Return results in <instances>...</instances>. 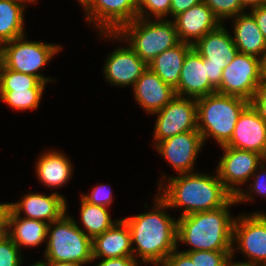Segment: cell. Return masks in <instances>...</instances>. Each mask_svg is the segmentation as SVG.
Wrapping results in <instances>:
<instances>
[{"label":"cell","mask_w":266,"mask_h":266,"mask_svg":"<svg viewBox=\"0 0 266 266\" xmlns=\"http://www.w3.org/2000/svg\"><path fill=\"white\" fill-rule=\"evenodd\" d=\"M263 79L264 61L238 52L232 62L223 69L221 83L216 92L251 102Z\"/></svg>","instance_id":"cell-9"},{"label":"cell","mask_w":266,"mask_h":266,"mask_svg":"<svg viewBox=\"0 0 266 266\" xmlns=\"http://www.w3.org/2000/svg\"><path fill=\"white\" fill-rule=\"evenodd\" d=\"M46 84L33 75L7 69L0 62V89H44Z\"/></svg>","instance_id":"cell-29"},{"label":"cell","mask_w":266,"mask_h":266,"mask_svg":"<svg viewBox=\"0 0 266 266\" xmlns=\"http://www.w3.org/2000/svg\"><path fill=\"white\" fill-rule=\"evenodd\" d=\"M153 211L123 218L131 233L133 255L141 263L162 264L166 257L177 249V220L165 211L168 204L155 197ZM164 208V209H163ZM137 255V256H136Z\"/></svg>","instance_id":"cell-1"},{"label":"cell","mask_w":266,"mask_h":266,"mask_svg":"<svg viewBox=\"0 0 266 266\" xmlns=\"http://www.w3.org/2000/svg\"><path fill=\"white\" fill-rule=\"evenodd\" d=\"M38 179L48 187L64 186L72 176V164L63 153L47 151L36 162Z\"/></svg>","instance_id":"cell-24"},{"label":"cell","mask_w":266,"mask_h":266,"mask_svg":"<svg viewBox=\"0 0 266 266\" xmlns=\"http://www.w3.org/2000/svg\"><path fill=\"white\" fill-rule=\"evenodd\" d=\"M107 207L93 205L81 197V222L85 229H81L88 237L93 239L110 229L118 220L112 221Z\"/></svg>","instance_id":"cell-27"},{"label":"cell","mask_w":266,"mask_h":266,"mask_svg":"<svg viewBox=\"0 0 266 266\" xmlns=\"http://www.w3.org/2000/svg\"><path fill=\"white\" fill-rule=\"evenodd\" d=\"M164 186L159 182L158 195L169 208L184 207L180 217L201 211H211L225 206L234 195L216 176L203 173H184L177 177H169ZM163 190V191H162Z\"/></svg>","instance_id":"cell-2"},{"label":"cell","mask_w":266,"mask_h":266,"mask_svg":"<svg viewBox=\"0 0 266 266\" xmlns=\"http://www.w3.org/2000/svg\"><path fill=\"white\" fill-rule=\"evenodd\" d=\"M173 21L180 41L190 45H194L205 34L215 30L221 24L204 2L180 13Z\"/></svg>","instance_id":"cell-18"},{"label":"cell","mask_w":266,"mask_h":266,"mask_svg":"<svg viewBox=\"0 0 266 266\" xmlns=\"http://www.w3.org/2000/svg\"><path fill=\"white\" fill-rule=\"evenodd\" d=\"M82 6L86 21L94 23L100 33H116L138 18V0H86Z\"/></svg>","instance_id":"cell-12"},{"label":"cell","mask_w":266,"mask_h":266,"mask_svg":"<svg viewBox=\"0 0 266 266\" xmlns=\"http://www.w3.org/2000/svg\"><path fill=\"white\" fill-rule=\"evenodd\" d=\"M163 266H195L190 257L181 251L177 252V249L169 254L165 261L162 263Z\"/></svg>","instance_id":"cell-37"},{"label":"cell","mask_w":266,"mask_h":266,"mask_svg":"<svg viewBox=\"0 0 266 266\" xmlns=\"http://www.w3.org/2000/svg\"><path fill=\"white\" fill-rule=\"evenodd\" d=\"M36 266H82L73 262H55V261H40L34 263Z\"/></svg>","instance_id":"cell-43"},{"label":"cell","mask_w":266,"mask_h":266,"mask_svg":"<svg viewBox=\"0 0 266 266\" xmlns=\"http://www.w3.org/2000/svg\"><path fill=\"white\" fill-rule=\"evenodd\" d=\"M233 41L240 53L252 55L266 61V40L250 13L233 17ZM260 56V57H259Z\"/></svg>","instance_id":"cell-22"},{"label":"cell","mask_w":266,"mask_h":266,"mask_svg":"<svg viewBox=\"0 0 266 266\" xmlns=\"http://www.w3.org/2000/svg\"><path fill=\"white\" fill-rule=\"evenodd\" d=\"M244 8L247 7H256L258 5L264 4V0H240Z\"/></svg>","instance_id":"cell-45"},{"label":"cell","mask_w":266,"mask_h":266,"mask_svg":"<svg viewBox=\"0 0 266 266\" xmlns=\"http://www.w3.org/2000/svg\"><path fill=\"white\" fill-rule=\"evenodd\" d=\"M264 78L266 79V61L264 62Z\"/></svg>","instance_id":"cell-46"},{"label":"cell","mask_w":266,"mask_h":266,"mask_svg":"<svg viewBox=\"0 0 266 266\" xmlns=\"http://www.w3.org/2000/svg\"><path fill=\"white\" fill-rule=\"evenodd\" d=\"M249 12L255 19L257 26L266 40V4L250 8Z\"/></svg>","instance_id":"cell-39"},{"label":"cell","mask_w":266,"mask_h":266,"mask_svg":"<svg viewBox=\"0 0 266 266\" xmlns=\"http://www.w3.org/2000/svg\"><path fill=\"white\" fill-rule=\"evenodd\" d=\"M138 263V260L134 256H128L122 258H103L97 266H138Z\"/></svg>","instance_id":"cell-40"},{"label":"cell","mask_w":266,"mask_h":266,"mask_svg":"<svg viewBox=\"0 0 266 266\" xmlns=\"http://www.w3.org/2000/svg\"><path fill=\"white\" fill-rule=\"evenodd\" d=\"M263 162L266 164V151H265V154L263 156Z\"/></svg>","instance_id":"cell-48"},{"label":"cell","mask_w":266,"mask_h":266,"mask_svg":"<svg viewBox=\"0 0 266 266\" xmlns=\"http://www.w3.org/2000/svg\"><path fill=\"white\" fill-rule=\"evenodd\" d=\"M204 144L198 130L187 131L159 141L155 148L179 174L193 172L195 159Z\"/></svg>","instance_id":"cell-13"},{"label":"cell","mask_w":266,"mask_h":266,"mask_svg":"<svg viewBox=\"0 0 266 266\" xmlns=\"http://www.w3.org/2000/svg\"><path fill=\"white\" fill-rule=\"evenodd\" d=\"M250 104L258 111L259 115L266 120V79L258 85Z\"/></svg>","instance_id":"cell-35"},{"label":"cell","mask_w":266,"mask_h":266,"mask_svg":"<svg viewBox=\"0 0 266 266\" xmlns=\"http://www.w3.org/2000/svg\"><path fill=\"white\" fill-rule=\"evenodd\" d=\"M78 1H79L80 5H83L86 2V0H78Z\"/></svg>","instance_id":"cell-47"},{"label":"cell","mask_w":266,"mask_h":266,"mask_svg":"<svg viewBox=\"0 0 266 266\" xmlns=\"http://www.w3.org/2000/svg\"><path fill=\"white\" fill-rule=\"evenodd\" d=\"M44 89H0V100L16 110L37 109Z\"/></svg>","instance_id":"cell-28"},{"label":"cell","mask_w":266,"mask_h":266,"mask_svg":"<svg viewBox=\"0 0 266 266\" xmlns=\"http://www.w3.org/2000/svg\"><path fill=\"white\" fill-rule=\"evenodd\" d=\"M134 256L131 233L125 220L119 219L108 230L92 239V257L95 259Z\"/></svg>","instance_id":"cell-21"},{"label":"cell","mask_w":266,"mask_h":266,"mask_svg":"<svg viewBox=\"0 0 266 266\" xmlns=\"http://www.w3.org/2000/svg\"><path fill=\"white\" fill-rule=\"evenodd\" d=\"M9 209V203H0V236L6 233V215Z\"/></svg>","instance_id":"cell-42"},{"label":"cell","mask_w":266,"mask_h":266,"mask_svg":"<svg viewBox=\"0 0 266 266\" xmlns=\"http://www.w3.org/2000/svg\"><path fill=\"white\" fill-rule=\"evenodd\" d=\"M35 0H0V46L24 36L25 3Z\"/></svg>","instance_id":"cell-26"},{"label":"cell","mask_w":266,"mask_h":266,"mask_svg":"<svg viewBox=\"0 0 266 266\" xmlns=\"http://www.w3.org/2000/svg\"><path fill=\"white\" fill-rule=\"evenodd\" d=\"M186 253L195 266H223L232 251H181Z\"/></svg>","instance_id":"cell-31"},{"label":"cell","mask_w":266,"mask_h":266,"mask_svg":"<svg viewBox=\"0 0 266 266\" xmlns=\"http://www.w3.org/2000/svg\"><path fill=\"white\" fill-rule=\"evenodd\" d=\"M133 91L141 108L151 114L161 110L176 96L175 90L149 67L138 78Z\"/></svg>","instance_id":"cell-19"},{"label":"cell","mask_w":266,"mask_h":266,"mask_svg":"<svg viewBox=\"0 0 266 266\" xmlns=\"http://www.w3.org/2000/svg\"><path fill=\"white\" fill-rule=\"evenodd\" d=\"M192 46L208 65L222 66L223 69L239 52L229 31L222 24Z\"/></svg>","instance_id":"cell-20"},{"label":"cell","mask_w":266,"mask_h":266,"mask_svg":"<svg viewBox=\"0 0 266 266\" xmlns=\"http://www.w3.org/2000/svg\"><path fill=\"white\" fill-rule=\"evenodd\" d=\"M223 68L222 66L208 65L207 63V77L210 84L217 89L220 86L222 78Z\"/></svg>","instance_id":"cell-41"},{"label":"cell","mask_w":266,"mask_h":266,"mask_svg":"<svg viewBox=\"0 0 266 266\" xmlns=\"http://www.w3.org/2000/svg\"><path fill=\"white\" fill-rule=\"evenodd\" d=\"M9 208L18 216L23 212L27 219L44 221L48 224L60 219L67 210L65 198L55 192L50 195L28 193L21 201L9 203Z\"/></svg>","instance_id":"cell-17"},{"label":"cell","mask_w":266,"mask_h":266,"mask_svg":"<svg viewBox=\"0 0 266 266\" xmlns=\"http://www.w3.org/2000/svg\"><path fill=\"white\" fill-rule=\"evenodd\" d=\"M233 255H229V257L226 259V261L224 262L223 266H259V265H255L250 263L249 261H243V262H233Z\"/></svg>","instance_id":"cell-44"},{"label":"cell","mask_w":266,"mask_h":266,"mask_svg":"<svg viewBox=\"0 0 266 266\" xmlns=\"http://www.w3.org/2000/svg\"><path fill=\"white\" fill-rule=\"evenodd\" d=\"M214 92H216V89L210 84L207 77V63L192 48L184 59L175 94L197 99Z\"/></svg>","instance_id":"cell-16"},{"label":"cell","mask_w":266,"mask_h":266,"mask_svg":"<svg viewBox=\"0 0 266 266\" xmlns=\"http://www.w3.org/2000/svg\"><path fill=\"white\" fill-rule=\"evenodd\" d=\"M233 197L225 206L211 211L194 212L177 220V243L192 247L186 251H232L233 218L229 208L235 205Z\"/></svg>","instance_id":"cell-3"},{"label":"cell","mask_w":266,"mask_h":266,"mask_svg":"<svg viewBox=\"0 0 266 266\" xmlns=\"http://www.w3.org/2000/svg\"><path fill=\"white\" fill-rule=\"evenodd\" d=\"M170 7L171 0H138V17L149 19L153 15L157 19H164L170 15Z\"/></svg>","instance_id":"cell-32"},{"label":"cell","mask_w":266,"mask_h":266,"mask_svg":"<svg viewBox=\"0 0 266 266\" xmlns=\"http://www.w3.org/2000/svg\"><path fill=\"white\" fill-rule=\"evenodd\" d=\"M221 149H223L224 155L221 157L216 170L220 180L234 195L236 204L254 200L252 195L241 190L238 185H243L252 178V175L256 173L263 162V156L253 151L236 149L226 145L221 146Z\"/></svg>","instance_id":"cell-8"},{"label":"cell","mask_w":266,"mask_h":266,"mask_svg":"<svg viewBox=\"0 0 266 266\" xmlns=\"http://www.w3.org/2000/svg\"><path fill=\"white\" fill-rule=\"evenodd\" d=\"M25 35L0 46V62L7 68L17 72L30 74L41 82L48 83L52 79L39 73L51 58L59 53L61 46L37 41H26Z\"/></svg>","instance_id":"cell-7"},{"label":"cell","mask_w":266,"mask_h":266,"mask_svg":"<svg viewBox=\"0 0 266 266\" xmlns=\"http://www.w3.org/2000/svg\"><path fill=\"white\" fill-rule=\"evenodd\" d=\"M147 67L128 45L119 47L108 55L104 64V75L111 85L133 87Z\"/></svg>","instance_id":"cell-15"},{"label":"cell","mask_w":266,"mask_h":266,"mask_svg":"<svg viewBox=\"0 0 266 266\" xmlns=\"http://www.w3.org/2000/svg\"><path fill=\"white\" fill-rule=\"evenodd\" d=\"M203 2L212 10L221 24L225 19L245 12L240 0H203Z\"/></svg>","instance_id":"cell-30"},{"label":"cell","mask_w":266,"mask_h":266,"mask_svg":"<svg viewBox=\"0 0 266 266\" xmlns=\"http://www.w3.org/2000/svg\"><path fill=\"white\" fill-rule=\"evenodd\" d=\"M109 39H124L129 47L148 65L163 51L178 45L179 39L174 21L136 18L123 25L116 33H102Z\"/></svg>","instance_id":"cell-4"},{"label":"cell","mask_w":266,"mask_h":266,"mask_svg":"<svg viewBox=\"0 0 266 266\" xmlns=\"http://www.w3.org/2000/svg\"><path fill=\"white\" fill-rule=\"evenodd\" d=\"M153 114L157 116L153 138L155 145L177 134L198 130L195 98L176 95L161 110Z\"/></svg>","instance_id":"cell-11"},{"label":"cell","mask_w":266,"mask_h":266,"mask_svg":"<svg viewBox=\"0 0 266 266\" xmlns=\"http://www.w3.org/2000/svg\"><path fill=\"white\" fill-rule=\"evenodd\" d=\"M232 241V255L237 248L247 255L250 263L266 266V213L254 212L250 216L236 217ZM234 244L237 245L236 248Z\"/></svg>","instance_id":"cell-10"},{"label":"cell","mask_w":266,"mask_h":266,"mask_svg":"<svg viewBox=\"0 0 266 266\" xmlns=\"http://www.w3.org/2000/svg\"><path fill=\"white\" fill-rule=\"evenodd\" d=\"M66 214L48 224L45 261L80 265L93 262L92 239L81 230L73 217Z\"/></svg>","instance_id":"cell-6"},{"label":"cell","mask_w":266,"mask_h":266,"mask_svg":"<svg viewBox=\"0 0 266 266\" xmlns=\"http://www.w3.org/2000/svg\"><path fill=\"white\" fill-rule=\"evenodd\" d=\"M202 2L203 0H171L170 15L173 19L180 13Z\"/></svg>","instance_id":"cell-38"},{"label":"cell","mask_w":266,"mask_h":266,"mask_svg":"<svg viewBox=\"0 0 266 266\" xmlns=\"http://www.w3.org/2000/svg\"><path fill=\"white\" fill-rule=\"evenodd\" d=\"M197 129L203 141L213 137L220 145H226L233 134L242 111L250 101L214 92L196 99Z\"/></svg>","instance_id":"cell-5"},{"label":"cell","mask_w":266,"mask_h":266,"mask_svg":"<svg viewBox=\"0 0 266 266\" xmlns=\"http://www.w3.org/2000/svg\"><path fill=\"white\" fill-rule=\"evenodd\" d=\"M48 223L16 215L10 208L6 215V234L14 244L22 247H36L47 239Z\"/></svg>","instance_id":"cell-23"},{"label":"cell","mask_w":266,"mask_h":266,"mask_svg":"<svg viewBox=\"0 0 266 266\" xmlns=\"http://www.w3.org/2000/svg\"><path fill=\"white\" fill-rule=\"evenodd\" d=\"M20 252L6 233L0 236V266H20L23 262Z\"/></svg>","instance_id":"cell-33"},{"label":"cell","mask_w":266,"mask_h":266,"mask_svg":"<svg viewBox=\"0 0 266 266\" xmlns=\"http://www.w3.org/2000/svg\"><path fill=\"white\" fill-rule=\"evenodd\" d=\"M259 174H253L252 177L255 178L253 182L248 186V189L251 193L255 192L257 195H261L262 197L266 196V164L264 162L261 163V165L258 167ZM261 170V171H260Z\"/></svg>","instance_id":"cell-36"},{"label":"cell","mask_w":266,"mask_h":266,"mask_svg":"<svg viewBox=\"0 0 266 266\" xmlns=\"http://www.w3.org/2000/svg\"><path fill=\"white\" fill-rule=\"evenodd\" d=\"M226 146L256 152L266 151V120L249 104L240 114L232 137Z\"/></svg>","instance_id":"cell-14"},{"label":"cell","mask_w":266,"mask_h":266,"mask_svg":"<svg viewBox=\"0 0 266 266\" xmlns=\"http://www.w3.org/2000/svg\"><path fill=\"white\" fill-rule=\"evenodd\" d=\"M109 189L106 185H97V187L92 189L90 195L82 194V198L90 204L109 207L111 202H113L112 191Z\"/></svg>","instance_id":"cell-34"},{"label":"cell","mask_w":266,"mask_h":266,"mask_svg":"<svg viewBox=\"0 0 266 266\" xmlns=\"http://www.w3.org/2000/svg\"><path fill=\"white\" fill-rule=\"evenodd\" d=\"M192 48V45L180 42L156 56L148 67L175 90L179 83L184 59Z\"/></svg>","instance_id":"cell-25"}]
</instances>
